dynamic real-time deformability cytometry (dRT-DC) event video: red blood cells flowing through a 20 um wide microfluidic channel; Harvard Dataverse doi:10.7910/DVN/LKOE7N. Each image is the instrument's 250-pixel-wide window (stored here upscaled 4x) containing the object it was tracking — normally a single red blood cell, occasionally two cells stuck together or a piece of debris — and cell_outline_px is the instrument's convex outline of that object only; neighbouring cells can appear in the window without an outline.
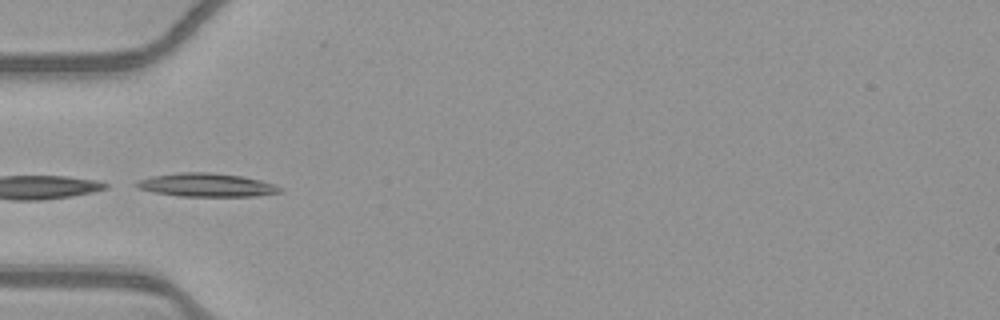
{"species": "common noctule bat (a hibernating species)", "species_latin": "Nyctalus noctula", "temperature_condition": "warm", "stored_images_in_passage": 20, "camera_frame_rate_fps": 3000, "um_per_image_px": 0.085, "animal": {"sex": "female", "body_mass_g": 21.9}, "frame": {"image": 1, "passage_image": 1, "time_ms": 0.0, "image_size_px": [1000, 320], "cell_outline_px": [[284, 192], [256, 196], [180, 196], [152, 192], [136, 188], [132, 184], [140, 180], [152, 176], [180, 172], [208, 172], [240, 176], [260, 180], [276, 184], [284, 188]], "centroid_in_image_um": [17.58, 15.73], "position_along_channel_um": 67.4, "area_um2": 19.77}}
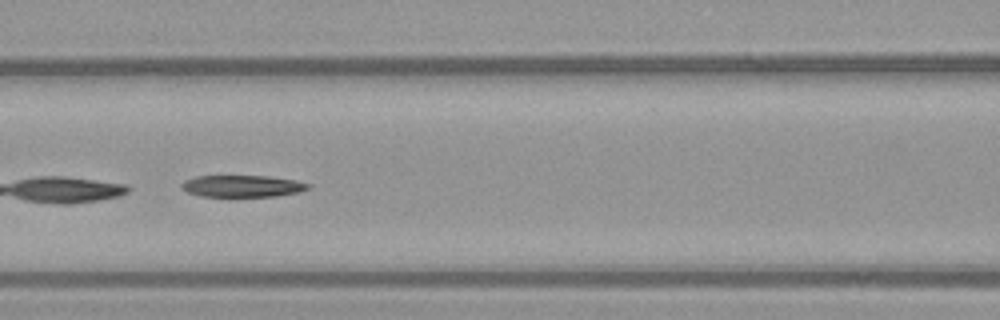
{"frame": {"image": 2, "passage_image": 7, "time_ms": 2.0, "image_size_px": [1000, 320], "cell_outline_px": [[312, 188], [300, 192], [276, 196], [200, 196], [188, 192], [180, 188], [180, 184], [184, 180], [196, 176], [268, 176], [296, 180], [312, 184]], "centroid_in_image_um": [20.63, 15.81], "position_along_channel_um": 146.0, "area_um2": 16.24}}
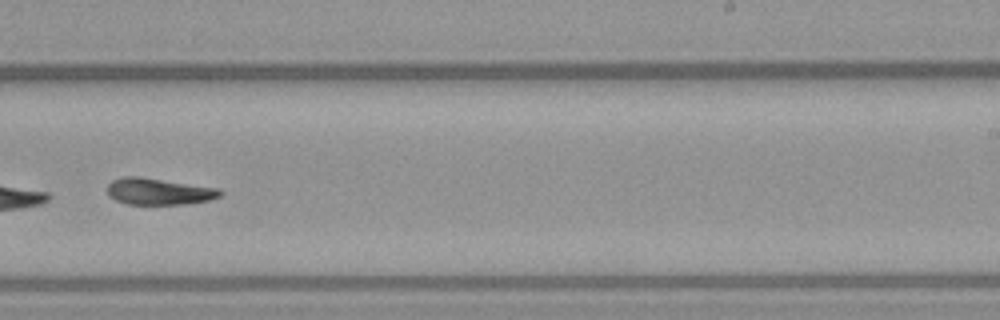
{"frame": {"image": 3, "passage_image": 17, "time_ms": 5.333, "image_size_px": [1000, 320], "cell_outline_px": [[224, 192], [220, 196], [208, 200], [184, 204], [128, 204], [116, 200], [108, 196], [108, 184], [112, 180], [120, 176], [140, 176], [220, 188]], "centroid_in_image_um": [13.49, 16.26], "position_along_channel_um": 275.5, "area_um2": 17.63}}